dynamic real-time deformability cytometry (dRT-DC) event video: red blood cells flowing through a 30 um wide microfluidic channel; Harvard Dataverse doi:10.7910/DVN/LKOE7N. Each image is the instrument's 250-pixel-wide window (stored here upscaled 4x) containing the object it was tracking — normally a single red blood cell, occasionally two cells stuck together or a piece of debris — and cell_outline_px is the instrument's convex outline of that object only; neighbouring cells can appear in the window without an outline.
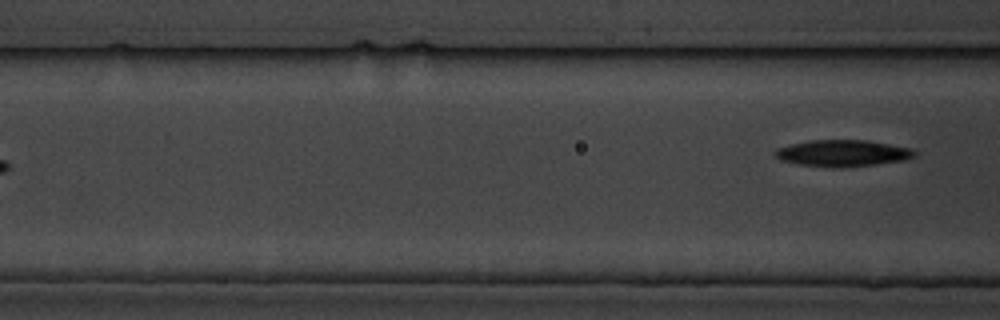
{"species": "common noctule bat (a hibernating species)", "species_latin": "Nyctalus noctula", "temperature_condition": "cold", "stored_images_in_passage": 8, "camera_frame_rate_fps": 3000, "um_per_image_px": 0.085, "animal": {"sex": "male", "body_mass_g": 19.5, "forearm_length_mm": 54.6}, "frame": {"image": 1, "passage_image": 8, "time_ms": 8.667, "image_size_px": [1000, 320], "cell_outline_px": [[916, 156], [904, 160], [876, 164], [844, 168], [832, 168], [796, 164], [780, 160], [776, 156], [776, 148], [792, 144], [812, 140], [864, 140], [888, 144], [908, 148], [916, 152]], "centroid_in_image_um": [71.6, 13.04], "position_along_channel_um": 95.0, "area_um2": 21.5}}